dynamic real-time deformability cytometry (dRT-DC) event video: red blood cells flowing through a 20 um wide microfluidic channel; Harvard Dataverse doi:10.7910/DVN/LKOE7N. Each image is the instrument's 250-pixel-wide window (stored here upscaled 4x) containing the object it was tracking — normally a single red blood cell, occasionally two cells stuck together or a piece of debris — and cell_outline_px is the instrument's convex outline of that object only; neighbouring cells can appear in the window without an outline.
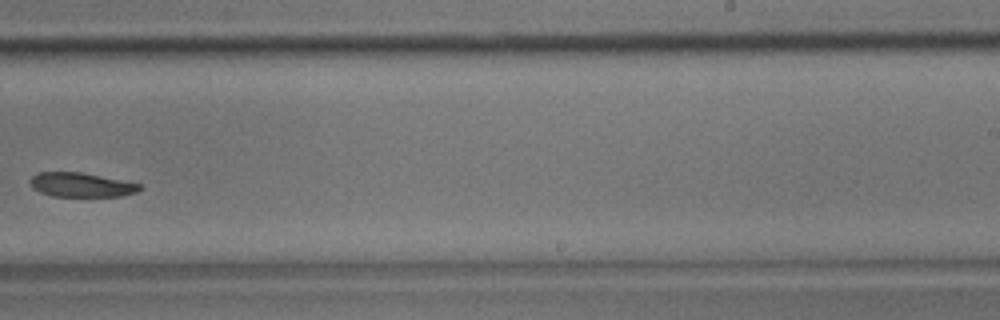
{"species": "common noctule bat (a hibernating species)", "species_latin": "Nyctalus noctula", "temperature_condition": "room temperature", "stored_images_in_passage": 29, "camera_frame_rate_fps": 3000, "um_per_image_px": 0.085, "animal": {"sex": "male", "body_mass_g": 17.9}, "frame": {"image": 1, "passage_image": 17, "time_ms": 5.333, "image_size_px": [1000, 320], "cell_outline_px": [[144, 188], [136, 192], [120, 196], [52, 196], [40, 192], [32, 188], [28, 180], [36, 172], [80, 172], [140, 184]], "centroid_in_image_um": [6.85, 15.71], "position_along_channel_um": 282.1, "area_um2": 15.43}}